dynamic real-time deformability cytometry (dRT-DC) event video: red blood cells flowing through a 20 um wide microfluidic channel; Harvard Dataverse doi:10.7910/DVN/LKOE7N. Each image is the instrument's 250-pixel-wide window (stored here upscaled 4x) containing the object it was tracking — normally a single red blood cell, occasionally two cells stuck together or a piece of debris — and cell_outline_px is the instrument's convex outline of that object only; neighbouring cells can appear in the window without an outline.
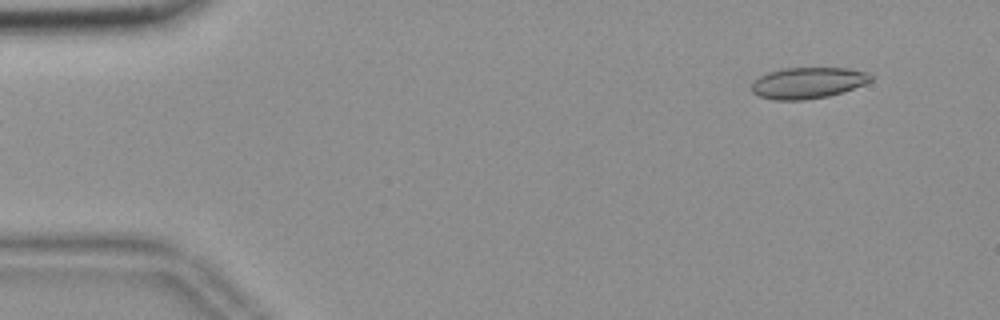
{"species": "common noctule bat (a hibernating species)", "species_latin": "Nyctalus noctula", "temperature_condition": "room temperature", "stored_images_in_passage": 11, "camera_frame_rate_fps": 3000, "um_per_image_px": 0.085, "animal": {"sex": "female", "body_mass_g": 18.4}, "frame": {"image": 1, "passage_image": 1, "time_ms": 0.0, "image_size_px": [1000, 320], "cell_outline_px": [[872, 80], [864, 84], [828, 96], [804, 100], [772, 100], [760, 96], [752, 92], [752, 80], [768, 72], [780, 68], [848, 68], [868, 72], [872, 76]], "centroid_in_image_um": [68.63, 7.04], "position_along_channel_um": 16.4, "area_um2": 21.68}}